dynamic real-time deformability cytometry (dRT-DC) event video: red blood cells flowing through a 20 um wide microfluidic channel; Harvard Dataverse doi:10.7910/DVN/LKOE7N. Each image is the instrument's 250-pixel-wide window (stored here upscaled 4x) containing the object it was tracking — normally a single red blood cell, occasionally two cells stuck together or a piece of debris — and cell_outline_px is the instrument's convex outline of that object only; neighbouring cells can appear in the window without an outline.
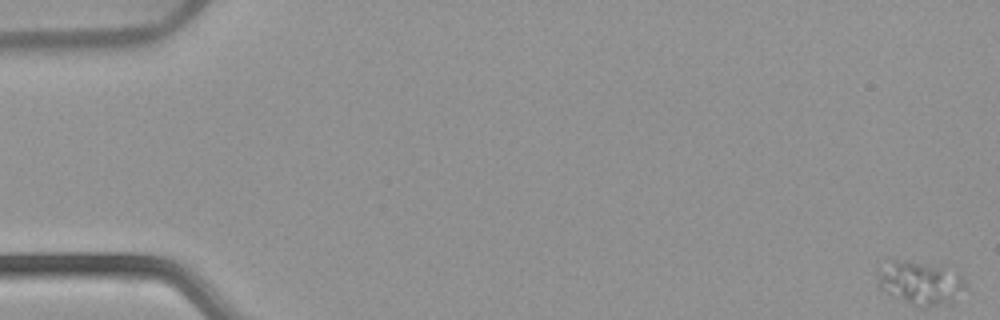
{"species": "common noctule bat (a hibernating species)", "species_latin": "Nyctalus noctula", "temperature_condition": "warm", "stored_images_in_passage": 54, "camera_frame_rate_fps": 3000, "um_per_image_px": 0.085, "animal": {"sex": "female", "body_mass_g": 22.7, "forearm_length_mm": 54.2}, "frame": {"image": 1, "passage_image": 1, "time_ms": 0.0, "image_size_px": [1000, 320], "cell_outline_px": [[964, 288], [956, 304], [912, 304], [884, 292], [876, 284], [876, 276], [892, 260], [896, 260], [940, 264], [960, 276], [964, 280]], "centroid_in_image_um": [78.26, 24.03], "position_along_channel_um": 6.7, "area_um2": 21.85}}
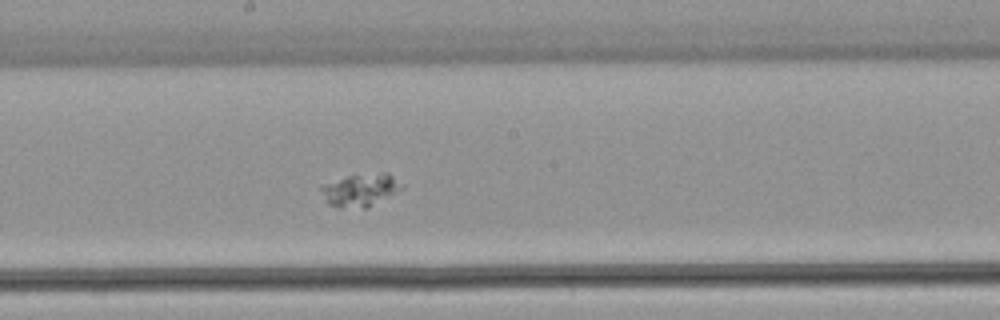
{"frame": {"image": 2, "passage_image": 30, "time_ms": 9.667, "image_size_px": [1000, 320], "cell_outline_px": [[404, 184], [400, 188], [368, 208], [340, 208], [328, 204], [324, 200], [320, 188], [324, 184], [348, 176], [380, 172], [388, 172]], "centroid_in_image_um": [30.6, 16.15], "position_along_channel_um": 217.6, "area_um2": 15.2}}
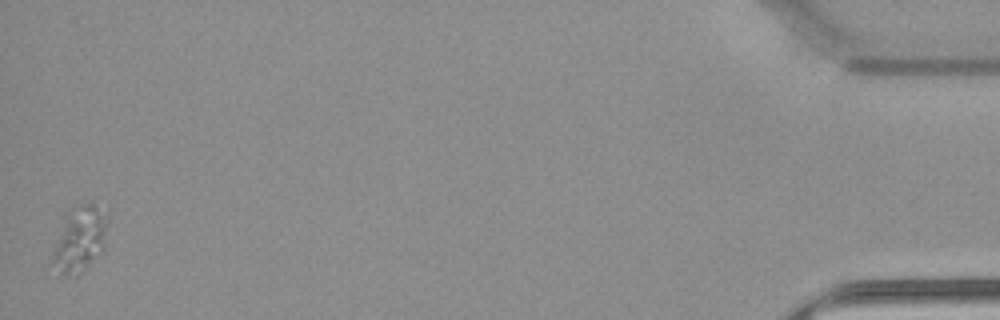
{"frame": {"image": 3, "passage_image": 54, "time_ms": 17.667, "image_size_px": [1000, 320], "cell_outline_px": [[104, 252], [76, 276], [72, 276], [60, 272], [48, 264], [68, 220], [80, 204], [92, 204], [104, 220]], "centroid_in_image_um": [6.77, 20.53], "position_along_channel_um": 428.4, "area_um2": 18.96}}